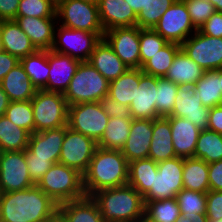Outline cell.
Instances as JSON below:
<instances>
[{"label":"cell","mask_w":222,"mask_h":222,"mask_svg":"<svg viewBox=\"0 0 222 222\" xmlns=\"http://www.w3.org/2000/svg\"><path fill=\"white\" fill-rule=\"evenodd\" d=\"M109 116L100 102H87L68 107V127L98 142L105 132Z\"/></svg>","instance_id":"9"},{"label":"cell","mask_w":222,"mask_h":222,"mask_svg":"<svg viewBox=\"0 0 222 222\" xmlns=\"http://www.w3.org/2000/svg\"><path fill=\"white\" fill-rule=\"evenodd\" d=\"M101 40L96 33L56 26L52 51L66 54L80 62L89 60L95 45Z\"/></svg>","instance_id":"10"},{"label":"cell","mask_w":222,"mask_h":222,"mask_svg":"<svg viewBox=\"0 0 222 222\" xmlns=\"http://www.w3.org/2000/svg\"><path fill=\"white\" fill-rule=\"evenodd\" d=\"M157 77L144 74L139 68V86L129 108L133 119H156Z\"/></svg>","instance_id":"17"},{"label":"cell","mask_w":222,"mask_h":222,"mask_svg":"<svg viewBox=\"0 0 222 222\" xmlns=\"http://www.w3.org/2000/svg\"><path fill=\"white\" fill-rule=\"evenodd\" d=\"M176 200L180 213H206V193L182 189Z\"/></svg>","instance_id":"45"},{"label":"cell","mask_w":222,"mask_h":222,"mask_svg":"<svg viewBox=\"0 0 222 222\" xmlns=\"http://www.w3.org/2000/svg\"><path fill=\"white\" fill-rule=\"evenodd\" d=\"M153 134V119H133L121 152L128 162L148 158Z\"/></svg>","instance_id":"19"},{"label":"cell","mask_w":222,"mask_h":222,"mask_svg":"<svg viewBox=\"0 0 222 222\" xmlns=\"http://www.w3.org/2000/svg\"><path fill=\"white\" fill-rule=\"evenodd\" d=\"M2 51V45H1V30H0V52Z\"/></svg>","instance_id":"64"},{"label":"cell","mask_w":222,"mask_h":222,"mask_svg":"<svg viewBox=\"0 0 222 222\" xmlns=\"http://www.w3.org/2000/svg\"><path fill=\"white\" fill-rule=\"evenodd\" d=\"M181 49L204 71L222 68V38L205 35L197 30L181 44Z\"/></svg>","instance_id":"11"},{"label":"cell","mask_w":222,"mask_h":222,"mask_svg":"<svg viewBox=\"0 0 222 222\" xmlns=\"http://www.w3.org/2000/svg\"><path fill=\"white\" fill-rule=\"evenodd\" d=\"M56 17L61 26L96 33L101 39L104 37L105 31L97 4L81 0H60L56 3Z\"/></svg>","instance_id":"7"},{"label":"cell","mask_w":222,"mask_h":222,"mask_svg":"<svg viewBox=\"0 0 222 222\" xmlns=\"http://www.w3.org/2000/svg\"><path fill=\"white\" fill-rule=\"evenodd\" d=\"M179 87L165 77H157L156 112L159 117H167L172 113Z\"/></svg>","instance_id":"40"},{"label":"cell","mask_w":222,"mask_h":222,"mask_svg":"<svg viewBox=\"0 0 222 222\" xmlns=\"http://www.w3.org/2000/svg\"><path fill=\"white\" fill-rule=\"evenodd\" d=\"M199 93L203 106L212 108L222 105L221 79L219 69L205 71L203 76L194 84Z\"/></svg>","instance_id":"36"},{"label":"cell","mask_w":222,"mask_h":222,"mask_svg":"<svg viewBox=\"0 0 222 222\" xmlns=\"http://www.w3.org/2000/svg\"><path fill=\"white\" fill-rule=\"evenodd\" d=\"M100 103L109 118L117 117L123 119H133L131 117L129 106L119 103L117 100L112 99L108 95L104 96Z\"/></svg>","instance_id":"48"},{"label":"cell","mask_w":222,"mask_h":222,"mask_svg":"<svg viewBox=\"0 0 222 222\" xmlns=\"http://www.w3.org/2000/svg\"><path fill=\"white\" fill-rule=\"evenodd\" d=\"M97 147V142L94 139L66 125L59 163L74 168L83 175L87 171Z\"/></svg>","instance_id":"13"},{"label":"cell","mask_w":222,"mask_h":222,"mask_svg":"<svg viewBox=\"0 0 222 222\" xmlns=\"http://www.w3.org/2000/svg\"><path fill=\"white\" fill-rule=\"evenodd\" d=\"M180 49L181 45L168 43L141 66L142 72L151 76L165 77L168 69L172 66L175 55Z\"/></svg>","instance_id":"38"},{"label":"cell","mask_w":222,"mask_h":222,"mask_svg":"<svg viewBox=\"0 0 222 222\" xmlns=\"http://www.w3.org/2000/svg\"><path fill=\"white\" fill-rule=\"evenodd\" d=\"M20 60L6 51L0 52V82L18 64Z\"/></svg>","instance_id":"52"},{"label":"cell","mask_w":222,"mask_h":222,"mask_svg":"<svg viewBox=\"0 0 222 222\" xmlns=\"http://www.w3.org/2000/svg\"><path fill=\"white\" fill-rule=\"evenodd\" d=\"M130 7L138 14L142 9H144L146 0H124Z\"/></svg>","instance_id":"57"},{"label":"cell","mask_w":222,"mask_h":222,"mask_svg":"<svg viewBox=\"0 0 222 222\" xmlns=\"http://www.w3.org/2000/svg\"><path fill=\"white\" fill-rule=\"evenodd\" d=\"M0 85L10 102L29 101L37 91L20 63L2 79Z\"/></svg>","instance_id":"27"},{"label":"cell","mask_w":222,"mask_h":222,"mask_svg":"<svg viewBox=\"0 0 222 222\" xmlns=\"http://www.w3.org/2000/svg\"><path fill=\"white\" fill-rule=\"evenodd\" d=\"M183 189L207 193L210 190L208 164L195 157L184 158Z\"/></svg>","instance_id":"30"},{"label":"cell","mask_w":222,"mask_h":222,"mask_svg":"<svg viewBox=\"0 0 222 222\" xmlns=\"http://www.w3.org/2000/svg\"><path fill=\"white\" fill-rule=\"evenodd\" d=\"M209 187L211 191H222V160L208 164Z\"/></svg>","instance_id":"51"},{"label":"cell","mask_w":222,"mask_h":222,"mask_svg":"<svg viewBox=\"0 0 222 222\" xmlns=\"http://www.w3.org/2000/svg\"><path fill=\"white\" fill-rule=\"evenodd\" d=\"M153 29L168 43L179 45L197 31L182 0L168 8Z\"/></svg>","instance_id":"12"},{"label":"cell","mask_w":222,"mask_h":222,"mask_svg":"<svg viewBox=\"0 0 222 222\" xmlns=\"http://www.w3.org/2000/svg\"><path fill=\"white\" fill-rule=\"evenodd\" d=\"M184 158L174 157L157 163V173L153 174L151 189L143 196L148 201L176 198L183 189Z\"/></svg>","instance_id":"8"},{"label":"cell","mask_w":222,"mask_h":222,"mask_svg":"<svg viewBox=\"0 0 222 222\" xmlns=\"http://www.w3.org/2000/svg\"><path fill=\"white\" fill-rule=\"evenodd\" d=\"M169 116L186 118L200 130H205L208 128L210 108L203 106L194 85L180 86Z\"/></svg>","instance_id":"16"},{"label":"cell","mask_w":222,"mask_h":222,"mask_svg":"<svg viewBox=\"0 0 222 222\" xmlns=\"http://www.w3.org/2000/svg\"><path fill=\"white\" fill-rule=\"evenodd\" d=\"M140 28L117 27L104 32V39L129 68H140Z\"/></svg>","instance_id":"15"},{"label":"cell","mask_w":222,"mask_h":222,"mask_svg":"<svg viewBox=\"0 0 222 222\" xmlns=\"http://www.w3.org/2000/svg\"><path fill=\"white\" fill-rule=\"evenodd\" d=\"M48 61L50 73L43 90L64 94L80 61L52 50H48Z\"/></svg>","instance_id":"18"},{"label":"cell","mask_w":222,"mask_h":222,"mask_svg":"<svg viewBox=\"0 0 222 222\" xmlns=\"http://www.w3.org/2000/svg\"><path fill=\"white\" fill-rule=\"evenodd\" d=\"M157 171V162L153 159L131 161L128 169V184L144 196L151 189L153 174Z\"/></svg>","instance_id":"31"},{"label":"cell","mask_w":222,"mask_h":222,"mask_svg":"<svg viewBox=\"0 0 222 222\" xmlns=\"http://www.w3.org/2000/svg\"><path fill=\"white\" fill-rule=\"evenodd\" d=\"M144 212L158 222H175L181 215L176 198L148 201Z\"/></svg>","instance_id":"39"},{"label":"cell","mask_w":222,"mask_h":222,"mask_svg":"<svg viewBox=\"0 0 222 222\" xmlns=\"http://www.w3.org/2000/svg\"><path fill=\"white\" fill-rule=\"evenodd\" d=\"M208 222H222V219H220V220H208Z\"/></svg>","instance_id":"63"},{"label":"cell","mask_w":222,"mask_h":222,"mask_svg":"<svg viewBox=\"0 0 222 222\" xmlns=\"http://www.w3.org/2000/svg\"><path fill=\"white\" fill-rule=\"evenodd\" d=\"M206 215L208 220L222 219V191L206 193Z\"/></svg>","instance_id":"49"},{"label":"cell","mask_w":222,"mask_h":222,"mask_svg":"<svg viewBox=\"0 0 222 222\" xmlns=\"http://www.w3.org/2000/svg\"><path fill=\"white\" fill-rule=\"evenodd\" d=\"M128 169L129 162L121 151L97 147L83 174L85 195L128 184Z\"/></svg>","instance_id":"2"},{"label":"cell","mask_w":222,"mask_h":222,"mask_svg":"<svg viewBox=\"0 0 222 222\" xmlns=\"http://www.w3.org/2000/svg\"><path fill=\"white\" fill-rule=\"evenodd\" d=\"M50 222H67L66 219L58 212Z\"/></svg>","instance_id":"60"},{"label":"cell","mask_w":222,"mask_h":222,"mask_svg":"<svg viewBox=\"0 0 222 222\" xmlns=\"http://www.w3.org/2000/svg\"><path fill=\"white\" fill-rule=\"evenodd\" d=\"M170 121L173 147L177 157H194L195 147L201 130L182 117L167 116Z\"/></svg>","instance_id":"22"},{"label":"cell","mask_w":222,"mask_h":222,"mask_svg":"<svg viewBox=\"0 0 222 222\" xmlns=\"http://www.w3.org/2000/svg\"><path fill=\"white\" fill-rule=\"evenodd\" d=\"M81 1L89 2V3H92V4H98L99 0H81Z\"/></svg>","instance_id":"61"},{"label":"cell","mask_w":222,"mask_h":222,"mask_svg":"<svg viewBox=\"0 0 222 222\" xmlns=\"http://www.w3.org/2000/svg\"><path fill=\"white\" fill-rule=\"evenodd\" d=\"M66 126L48 129L30 134L27 149L36 157L50 158L53 163H58Z\"/></svg>","instance_id":"23"},{"label":"cell","mask_w":222,"mask_h":222,"mask_svg":"<svg viewBox=\"0 0 222 222\" xmlns=\"http://www.w3.org/2000/svg\"><path fill=\"white\" fill-rule=\"evenodd\" d=\"M9 103L10 100L0 85V117L5 115Z\"/></svg>","instance_id":"56"},{"label":"cell","mask_w":222,"mask_h":222,"mask_svg":"<svg viewBox=\"0 0 222 222\" xmlns=\"http://www.w3.org/2000/svg\"><path fill=\"white\" fill-rule=\"evenodd\" d=\"M97 5L104 31L137 26V14L124 0H99Z\"/></svg>","instance_id":"21"},{"label":"cell","mask_w":222,"mask_h":222,"mask_svg":"<svg viewBox=\"0 0 222 222\" xmlns=\"http://www.w3.org/2000/svg\"><path fill=\"white\" fill-rule=\"evenodd\" d=\"M34 185L24 151L0 152V193L25 190Z\"/></svg>","instance_id":"14"},{"label":"cell","mask_w":222,"mask_h":222,"mask_svg":"<svg viewBox=\"0 0 222 222\" xmlns=\"http://www.w3.org/2000/svg\"><path fill=\"white\" fill-rule=\"evenodd\" d=\"M219 79H221V91H222V68L219 69Z\"/></svg>","instance_id":"62"},{"label":"cell","mask_w":222,"mask_h":222,"mask_svg":"<svg viewBox=\"0 0 222 222\" xmlns=\"http://www.w3.org/2000/svg\"><path fill=\"white\" fill-rule=\"evenodd\" d=\"M67 222H104L97 203L89 196L58 205Z\"/></svg>","instance_id":"29"},{"label":"cell","mask_w":222,"mask_h":222,"mask_svg":"<svg viewBox=\"0 0 222 222\" xmlns=\"http://www.w3.org/2000/svg\"><path fill=\"white\" fill-rule=\"evenodd\" d=\"M136 222H158L157 220L150 218L145 212Z\"/></svg>","instance_id":"58"},{"label":"cell","mask_w":222,"mask_h":222,"mask_svg":"<svg viewBox=\"0 0 222 222\" xmlns=\"http://www.w3.org/2000/svg\"><path fill=\"white\" fill-rule=\"evenodd\" d=\"M199 31L205 35L222 38V13H213L212 16L201 26Z\"/></svg>","instance_id":"50"},{"label":"cell","mask_w":222,"mask_h":222,"mask_svg":"<svg viewBox=\"0 0 222 222\" xmlns=\"http://www.w3.org/2000/svg\"><path fill=\"white\" fill-rule=\"evenodd\" d=\"M216 9V12H221L222 13V0H209Z\"/></svg>","instance_id":"59"},{"label":"cell","mask_w":222,"mask_h":222,"mask_svg":"<svg viewBox=\"0 0 222 222\" xmlns=\"http://www.w3.org/2000/svg\"><path fill=\"white\" fill-rule=\"evenodd\" d=\"M5 116L15 125L27 130L30 134L35 132L31 100L10 102Z\"/></svg>","instance_id":"41"},{"label":"cell","mask_w":222,"mask_h":222,"mask_svg":"<svg viewBox=\"0 0 222 222\" xmlns=\"http://www.w3.org/2000/svg\"><path fill=\"white\" fill-rule=\"evenodd\" d=\"M24 153L29 176L32 181L37 184L54 163L50 158L36 157V155L32 154L28 149L24 150Z\"/></svg>","instance_id":"47"},{"label":"cell","mask_w":222,"mask_h":222,"mask_svg":"<svg viewBox=\"0 0 222 222\" xmlns=\"http://www.w3.org/2000/svg\"><path fill=\"white\" fill-rule=\"evenodd\" d=\"M194 157L207 164L222 160V136L209 129L201 130L195 147Z\"/></svg>","instance_id":"37"},{"label":"cell","mask_w":222,"mask_h":222,"mask_svg":"<svg viewBox=\"0 0 222 222\" xmlns=\"http://www.w3.org/2000/svg\"><path fill=\"white\" fill-rule=\"evenodd\" d=\"M57 213L58 204L37 185L0 193V222H50Z\"/></svg>","instance_id":"1"},{"label":"cell","mask_w":222,"mask_h":222,"mask_svg":"<svg viewBox=\"0 0 222 222\" xmlns=\"http://www.w3.org/2000/svg\"><path fill=\"white\" fill-rule=\"evenodd\" d=\"M175 222H208L206 213H180Z\"/></svg>","instance_id":"55"},{"label":"cell","mask_w":222,"mask_h":222,"mask_svg":"<svg viewBox=\"0 0 222 222\" xmlns=\"http://www.w3.org/2000/svg\"><path fill=\"white\" fill-rule=\"evenodd\" d=\"M204 70L191 60L182 49L175 55L172 66L165 78L179 86L194 85L204 74Z\"/></svg>","instance_id":"28"},{"label":"cell","mask_w":222,"mask_h":222,"mask_svg":"<svg viewBox=\"0 0 222 222\" xmlns=\"http://www.w3.org/2000/svg\"><path fill=\"white\" fill-rule=\"evenodd\" d=\"M148 158L155 162L176 157L173 147L170 121L166 117L153 119V134Z\"/></svg>","instance_id":"26"},{"label":"cell","mask_w":222,"mask_h":222,"mask_svg":"<svg viewBox=\"0 0 222 222\" xmlns=\"http://www.w3.org/2000/svg\"><path fill=\"white\" fill-rule=\"evenodd\" d=\"M14 20L37 50H51L57 18L16 17Z\"/></svg>","instance_id":"20"},{"label":"cell","mask_w":222,"mask_h":222,"mask_svg":"<svg viewBox=\"0 0 222 222\" xmlns=\"http://www.w3.org/2000/svg\"><path fill=\"white\" fill-rule=\"evenodd\" d=\"M140 68L141 66L158 53L168 42L161 37L154 29L140 28Z\"/></svg>","instance_id":"44"},{"label":"cell","mask_w":222,"mask_h":222,"mask_svg":"<svg viewBox=\"0 0 222 222\" xmlns=\"http://www.w3.org/2000/svg\"><path fill=\"white\" fill-rule=\"evenodd\" d=\"M133 119L109 118L107 127L97 146L108 150L121 151L129 136Z\"/></svg>","instance_id":"35"},{"label":"cell","mask_w":222,"mask_h":222,"mask_svg":"<svg viewBox=\"0 0 222 222\" xmlns=\"http://www.w3.org/2000/svg\"><path fill=\"white\" fill-rule=\"evenodd\" d=\"M16 17L57 18L53 0H20Z\"/></svg>","instance_id":"43"},{"label":"cell","mask_w":222,"mask_h":222,"mask_svg":"<svg viewBox=\"0 0 222 222\" xmlns=\"http://www.w3.org/2000/svg\"><path fill=\"white\" fill-rule=\"evenodd\" d=\"M29 138L27 130L15 125L5 115L0 117V152L24 151Z\"/></svg>","instance_id":"32"},{"label":"cell","mask_w":222,"mask_h":222,"mask_svg":"<svg viewBox=\"0 0 222 222\" xmlns=\"http://www.w3.org/2000/svg\"><path fill=\"white\" fill-rule=\"evenodd\" d=\"M58 205L84 198L83 175L62 163H54L36 184Z\"/></svg>","instance_id":"4"},{"label":"cell","mask_w":222,"mask_h":222,"mask_svg":"<svg viewBox=\"0 0 222 222\" xmlns=\"http://www.w3.org/2000/svg\"><path fill=\"white\" fill-rule=\"evenodd\" d=\"M20 64L36 89H43L47 85L50 73L48 50H37L31 55L21 58Z\"/></svg>","instance_id":"33"},{"label":"cell","mask_w":222,"mask_h":222,"mask_svg":"<svg viewBox=\"0 0 222 222\" xmlns=\"http://www.w3.org/2000/svg\"><path fill=\"white\" fill-rule=\"evenodd\" d=\"M87 62L109 82L119 78L129 69L104 38L95 45Z\"/></svg>","instance_id":"24"},{"label":"cell","mask_w":222,"mask_h":222,"mask_svg":"<svg viewBox=\"0 0 222 222\" xmlns=\"http://www.w3.org/2000/svg\"><path fill=\"white\" fill-rule=\"evenodd\" d=\"M0 30L3 51L16 56L19 60L37 51L15 20H1Z\"/></svg>","instance_id":"25"},{"label":"cell","mask_w":222,"mask_h":222,"mask_svg":"<svg viewBox=\"0 0 222 222\" xmlns=\"http://www.w3.org/2000/svg\"><path fill=\"white\" fill-rule=\"evenodd\" d=\"M109 93V81L89 62H80L75 75L63 94L68 105L100 102Z\"/></svg>","instance_id":"5"},{"label":"cell","mask_w":222,"mask_h":222,"mask_svg":"<svg viewBox=\"0 0 222 222\" xmlns=\"http://www.w3.org/2000/svg\"><path fill=\"white\" fill-rule=\"evenodd\" d=\"M91 198L104 222H136L144 214L143 196L129 184L97 191Z\"/></svg>","instance_id":"3"},{"label":"cell","mask_w":222,"mask_h":222,"mask_svg":"<svg viewBox=\"0 0 222 222\" xmlns=\"http://www.w3.org/2000/svg\"><path fill=\"white\" fill-rule=\"evenodd\" d=\"M35 132L64 127L68 123V103L63 94L37 89L31 99Z\"/></svg>","instance_id":"6"},{"label":"cell","mask_w":222,"mask_h":222,"mask_svg":"<svg viewBox=\"0 0 222 222\" xmlns=\"http://www.w3.org/2000/svg\"><path fill=\"white\" fill-rule=\"evenodd\" d=\"M185 3L194 27L201 26L216 12L215 6L209 0H182Z\"/></svg>","instance_id":"46"},{"label":"cell","mask_w":222,"mask_h":222,"mask_svg":"<svg viewBox=\"0 0 222 222\" xmlns=\"http://www.w3.org/2000/svg\"><path fill=\"white\" fill-rule=\"evenodd\" d=\"M20 0H0V21L14 20Z\"/></svg>","instance_id":"53"},{"label":"cell","mask_w":222,"mask_h":222,"mask_svg":"<svg viewBox=\"0 0 222 222\" xmlns=\"http://www.w3.org/2000/svg\"><path fill=\"white\" fill-rule=\"evenodd\" d=\"M139 86V68L128 69L119 78L109 82V93L112 99L130 106Z\"/></svg>","instance_id":"34"},{"label":"cell","mask_w":222,"mask_h":222,"mask_svg":"<svg viewBox=\"0 0 222 222\" xmlns=\"http://www.w3.org/2000/svg\"><path fill=\"white\" fill-rule=\"evenodd\" d=\"M207 129L222 134V105L210 108Z\"/></svg>","instance_id":"54"},{"label":"cell","mask_w":222,"mask_h":222,"mask_svg":"<svg viewBox=\"0 0 222 222\" xmlns=\"http://www.w3.org/2000/svg\"><path fill=\"white\" fill-rule=\"evenodd\" d=\"M177 0H146L144 9L137 14L139 28L153 29L161 16Z\"/></svg>","instance_id":"42"}]
</instances>
